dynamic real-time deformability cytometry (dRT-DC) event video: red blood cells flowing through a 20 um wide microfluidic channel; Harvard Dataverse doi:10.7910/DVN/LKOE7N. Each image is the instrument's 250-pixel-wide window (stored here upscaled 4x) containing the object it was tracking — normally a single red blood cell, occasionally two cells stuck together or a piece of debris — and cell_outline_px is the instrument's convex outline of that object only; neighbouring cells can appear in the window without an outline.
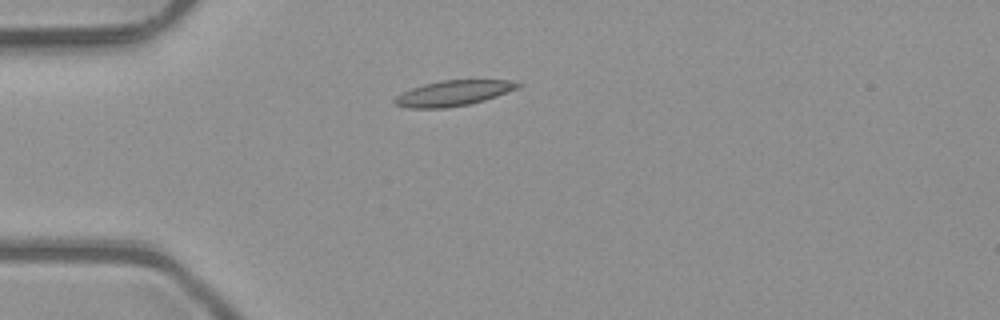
{"species": "common noctule bat (a hibernating species)", "species_latin": "Nyctalus noctula", "temperature_condition": "room temperature", "stored_images_in_passage": 1, "camera_frame_rate_fps": 3000, "um_per_image_px": 0.085, "animal": {"sex": "male", "body_mass_g": 23.1, "forearm_length_mm": 52.7}, "frame": {"image": 1, "passage_image": 1, "time_ms": 0.0, "image_size_px": [1000, 320], "cell_outline_px": [[524, 84], [520, 88], [484, 100], [468, 104], [448, 108], [408, 108], [396, 104], [392, 100], [396, 96], [412, 88], [424, 84], [440, 80], [512, 80]], "centroid_in_image_um": [38.57, 7.91], "position_along_channel_um": 46.4, "area_um2": 18.26}}